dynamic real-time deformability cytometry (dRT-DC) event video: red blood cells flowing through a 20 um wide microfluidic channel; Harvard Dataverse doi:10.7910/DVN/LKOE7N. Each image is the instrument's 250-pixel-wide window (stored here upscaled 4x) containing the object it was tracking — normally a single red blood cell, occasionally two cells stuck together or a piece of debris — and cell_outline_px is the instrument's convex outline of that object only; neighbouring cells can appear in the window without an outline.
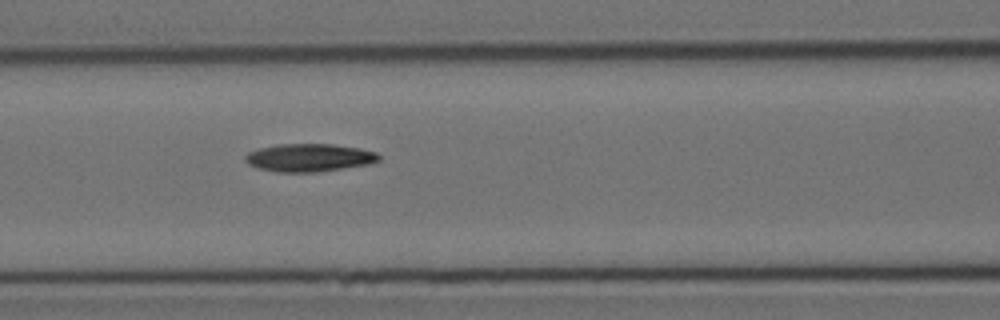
{"species": "Egyptian fruit bat (a non-hibernating species)", "species_latin": "Rousettus aegyptiacus", "temperature_condition": "cold", "stored_images_in_passage": 7, "camera_frame_rate_fps": 3000, "um_per_image_px": 0.085, "animal": {"sex": "female"}, "frame": {"image": 1, "passage_image": 7, "time_ms": 7.0, "image_size_px": [1000, 320], "cell_outline_px": [[380, 160], [368, 164], [320, 172], [276, 172], [256, 168], [248, 164], [244, 160], [244, 156], [248, 152], [260, 148], [276, 144], [332, 144], [360, 148], [376, 152], [380, 156]], "centroid_in_image_um": [26.25, 13.4], "position_along_channel_um": 140.3, "area_um2": 21.91}}